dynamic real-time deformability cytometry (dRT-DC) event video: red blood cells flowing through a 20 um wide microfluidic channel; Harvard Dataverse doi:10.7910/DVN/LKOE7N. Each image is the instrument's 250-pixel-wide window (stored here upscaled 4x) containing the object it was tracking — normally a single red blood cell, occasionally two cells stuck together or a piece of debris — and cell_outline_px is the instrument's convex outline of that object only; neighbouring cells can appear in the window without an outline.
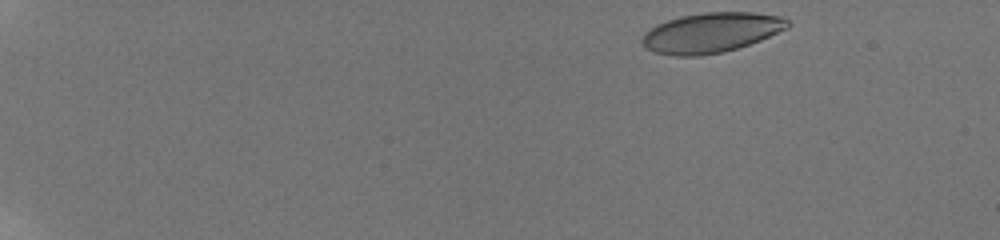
{"species": "human", "species_latin": "Homo sapiens", "temperature_condition": "room temperature", "stored_images_in_passage": 9, "camera_frame_rate_fps": 3000, "um_per_image_px": 0.085, "donor": {"sex": "male"}, "frame": {"image": 1, "passage_image": 1, "time_ms": 0.0, "image_size_px": [1000, 240], "cell_outline_px": [[792, 24], [788, 28], [760, 40], [724, 52], [700, 56], [676, 56], [656, 52], [644, 48], [640, 44], [640, 40], [644, 32], [656, 24], [680, 16], [704, 12], [752, 12], [780, 16], [788, 20]], "centroid_in_image_um": [60.42, 2.77], "position_along_channel_um": 24.6, "area_um2": 34.1}}
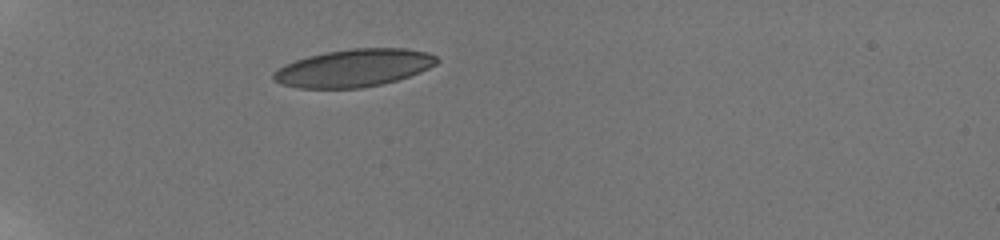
{"frame": {"image": 2, "passage_image": 6, "time_ms": 1.667, "image_size_px": [1000, 240], "cell_outline_px": [[440, 60], [436, 64], [420, 72], [396, 80], [380, 84], [360, 88], [296, 88], [280, 84], [272, 80], [272, 72], [284, 64], [308, 56], [324, 52], [352, 48], [404, 48], [428, 52], [436, 56]], "centroid_in_image_um": [30.03, 5.77], "position_along_channel_um": 55.0, "area_um2": 35.95}}